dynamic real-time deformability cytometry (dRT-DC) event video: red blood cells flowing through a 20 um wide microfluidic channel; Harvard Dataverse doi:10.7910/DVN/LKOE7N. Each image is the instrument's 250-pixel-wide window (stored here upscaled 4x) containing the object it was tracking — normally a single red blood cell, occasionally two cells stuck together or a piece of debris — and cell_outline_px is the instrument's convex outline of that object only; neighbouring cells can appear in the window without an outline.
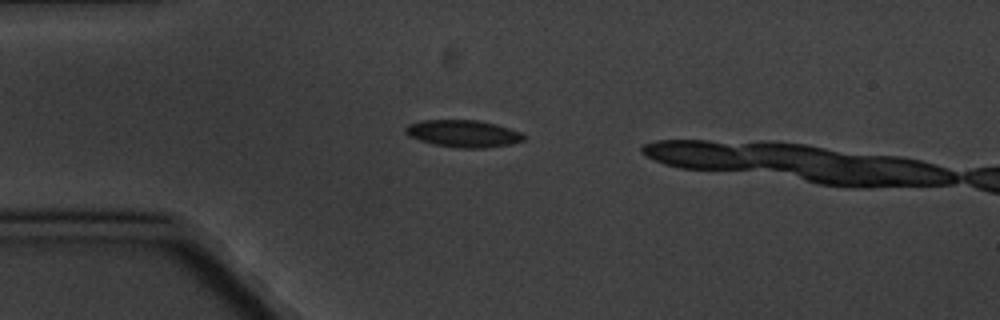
{"species": "common noctule bat (a hibernating species)", "species_latin": "Nyctalus noctula", "temperature_condition": "cold", "stored_images_in_passage": 4, "camera_frame_rate_fps": 3000, "um_per_image_px": 0.085, "animal": {"sex": "male", "body_mass_g": 20.1, "forearm_length_mm": 53.5}, "frame": {"image": 1, "passage_image": 2, "time_ms": 1.333, "image_size_px": [1000, 320], "cell_outline_px": [[524, 140], [512, 144], [484, 148], [460, 148], [436, 144], [420, 140], [408, 136], [404, 132], [404, 128], [408, 124], [424, 120], [476, 120], [496, 124], [520, 132], [524, 136]], "centroid_in_image_um": [39.36, 11.35], "position_along_channel_um": 45.6, "area_um2": 18.55}}